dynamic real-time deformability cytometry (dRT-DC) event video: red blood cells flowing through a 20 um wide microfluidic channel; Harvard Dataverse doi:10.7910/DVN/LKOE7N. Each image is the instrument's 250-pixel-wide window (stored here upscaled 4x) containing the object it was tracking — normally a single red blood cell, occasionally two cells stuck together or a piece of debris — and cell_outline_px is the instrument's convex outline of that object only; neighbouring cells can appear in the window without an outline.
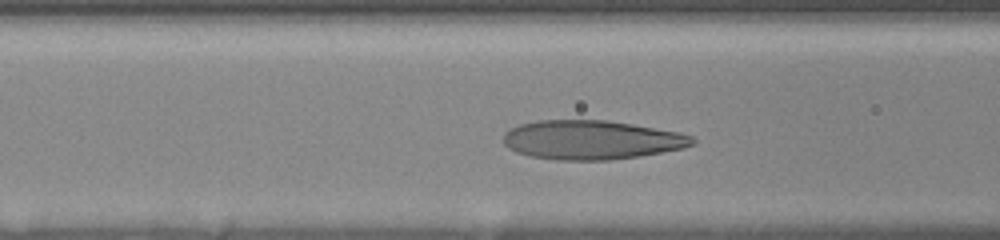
{"species": "human", "species_latin": "Homo sapiens", "temperature_condition": "room temperature", "stored_images_in_passage": 39, "camera_frame_rate_fps": 3000, "um_per_image_px": 0.085, "donor": {"sex": "female"}, "frame": {"image": 1, "passage_image": 10, "time_ms": 4.0, "image_size_px": [1000, 240], "cell_outline_px": [[696, 144], [684, 148], [640, 156], [612, 160], [556, 160], [528, 156], [516, 152], [508, 148], [504, 144], [504, 132], [520, 124], [540, 120], [608, 120], [680, 132], [692, 136], [696, 140]], "centroid_in_image_um": [50.3, 11.9], "position_along_channel_um": 116.3, "area_um2": 43.35}}
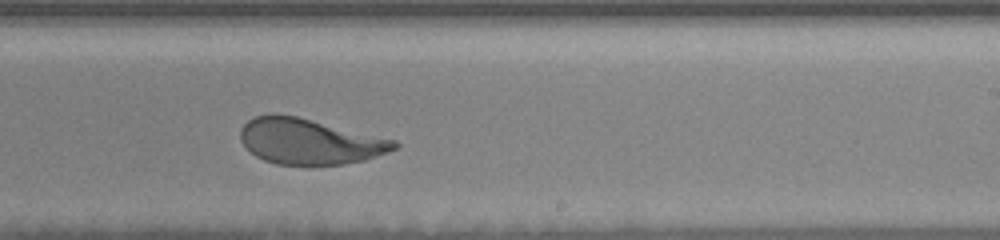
{"frame": {"image": 2, "passage_image": 26, "time_ms": 8.0, "image_size_px": [1000, 240], "cell_outline_px": [[400, 144], [396, 148], [376, 156], [364, 160], [340, 164], [276, 164], [264, 160], [256, 156], [240, 140], [240, 128], [252, 116], [272, 112], [276, 112], [296, 116], [396, 140]], "centroid_in_image_um": [26.26, 11.99], "position_along_channel_um": 262.7, "area_um2": 40.75}}
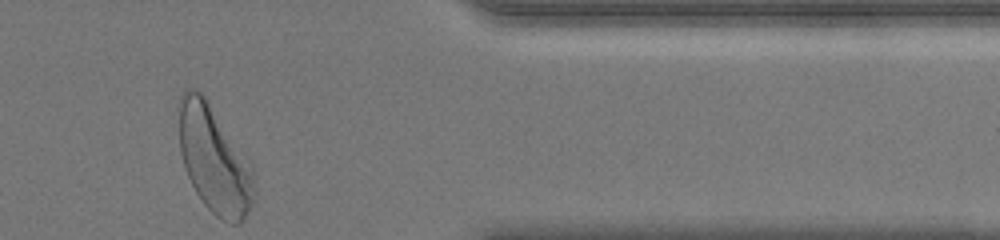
{"frame": {"image": 3, "passage_image": 39, "time_ms": 12.0, "image_size_px": [1000, 240], "cell_outline_px": [[256, 192], [252, 204], [244, 220], [240, 224], [228, 224], [220, 220], [204, 204], [196, 192], [188, 176], [180, 152], [180, 96], [184, 88], [192, 88], [200, 92], [204, 96], [252, 164]], "centroid_in_image_um": [18.24, 13.62], "position_along_channel_um": 393.2, "area_um2": 46.82}, "authors_computed_cell_mechanics": {"area_um2": 41.905, "velocity_mm_per_s": 3.6639, "shape_relaxation_time_tau1_ms": 4.4006, "shape_relaxation_time_tau2_ms": 1.007, "deformation_change_tau1": 0.2012, "deformation_change_tau2": 0.086}}